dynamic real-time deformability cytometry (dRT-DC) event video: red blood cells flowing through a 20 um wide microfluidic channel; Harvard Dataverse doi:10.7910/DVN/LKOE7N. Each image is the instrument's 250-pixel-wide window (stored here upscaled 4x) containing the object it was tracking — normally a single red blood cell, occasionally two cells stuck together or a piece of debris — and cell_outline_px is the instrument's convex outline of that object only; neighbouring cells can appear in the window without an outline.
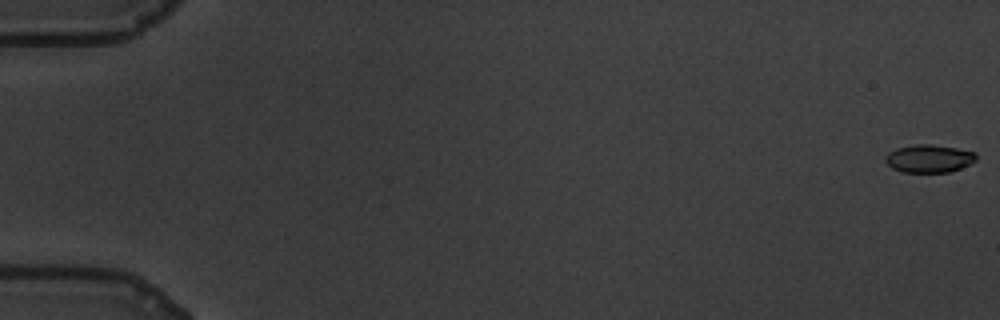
{"species": "common noctule bat (a hibernating species)", "species_latin": "Nyctalus noctula", "temperature_condition": "warm", "stored_images_in_passage": 61, "camera_frame_rate_fps": 3000, "um_per_image_px": 0.085, "animal": {"sex": "male", "body_mass_g": 19.5, "forearm_length_mm": 54.6}, "frame": {"image": 1, "passage_image": 1, "time_ms": 0.0, "image_size_px": [1000, 320], "cell_outline_px": [[976, 160], [960, 168], [948, 172], [904, 172], [892, 168], [884, 160], [888, 152], [896, 148], [920, 144], [932, 144], [956, 148], [976, 152]], "centroid_in_image_um": [78.96, 13.47], "position_along_channel_um": 6.0, "area_um2": 14.62}}
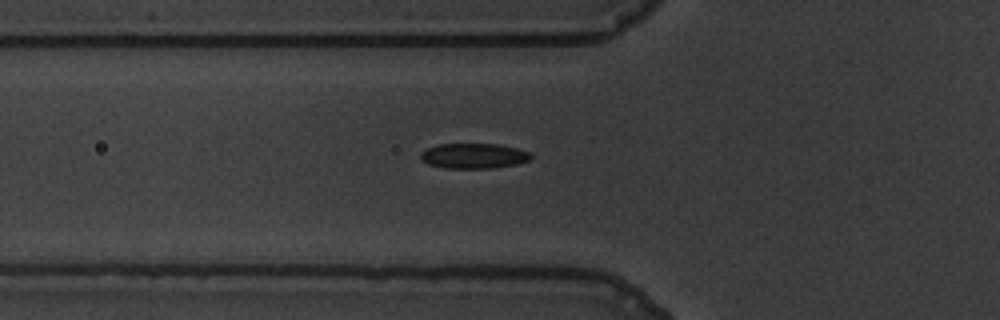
{"frame": {"image": 2, "passage_image": 23, "time_ms": 7.333, "image_size_px": [1000, 320], "cell_outline_px": [[532, 156], [528, 160], [516, 164], [492, 168], [444, 168], [428, 164], [420, 156], [420, 152], [436, 144], [496, 144], [516, 148], [528, 152]], "centroid_in_image_um": [40.23, 13.25], "position_along_channel_um": 85.6, "area_um2": 16.01}}
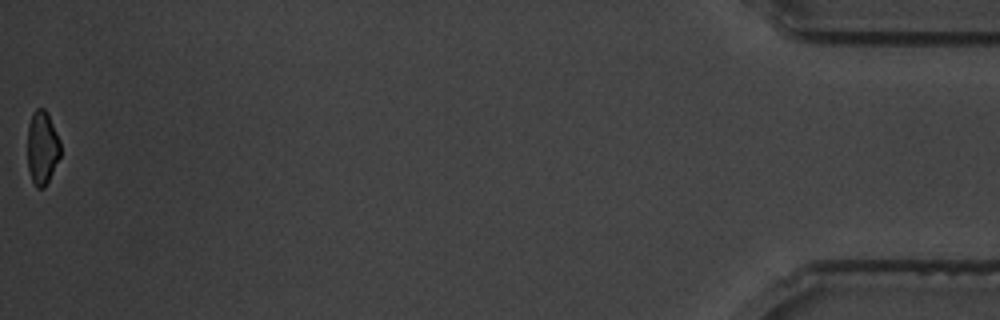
{"frame": {"image": 3, "passage_image": 61, "time_ms": 20.0, "image_size_px": [1000, 320], "cell_outline_px": [[60, 156], [44, 188], [36, 188], [32, 180], [28, 168], [28, 124], [32, 112], [36, 108], [44, 108], [48, 112], [60, 140]], "centroid_in_image_um": [3.58, 12.51], "position_along_channel_um": 431.6, "area_um2": 14.16}, "authors_computed_cell_mechanics": {"area_um2": 15.895, "velocity_mm_per_s": 3.45, "shape_relaxation_time_tau1_ms": 3.9986, "shape_relaxation_time_tau2_ms": 2.0968, "deformation_change_tau1": 0.1301, "deformation_change_tau2": 0.0891}}